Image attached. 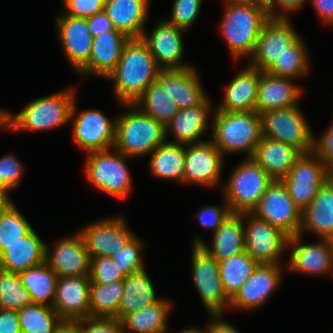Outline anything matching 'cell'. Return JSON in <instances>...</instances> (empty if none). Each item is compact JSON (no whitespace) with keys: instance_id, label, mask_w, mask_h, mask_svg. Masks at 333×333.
<instances>
[{"instance_id":"32","label":"cell","mask_w":333,"mask_h":333,"mask_svg":"<svg viewBox=\"0 0 333 333\" xmlns=\"http://www.w3.org/2000/svg\"><path fill=\"white\" fill-rule=\"evenodd\" d=\"M246 219L238 213H232L227 220L216 230L213 236L212 247H208L201 238L195 237L193 245H202L217 260H223L245 251Z\"/></svg>"},{"instance_id":"26","label":"cell","mask_w":333,"mask_h":333,"mask_svg":"<svg viewBox=\"0 0 333 333\" xmlns=\"http://www.w3.org/2000/svg\"><path fill=\"white\" fill-rule=\"evenodd\" d=\"M303 230L315 233L320 239L333 240V175L302 211L300 235Z\"/></svg>"},{"instance_id":"2","label":"cell","mask_w":333,"mask_h":333,"mask_svg":"<svg viewBox=\"0 0 333 333\" xmlns=\"http://www.w3.org/2000/svg\"><path fill=\"white\" fill-rule=\"evenodd\" d=\"M212 122V142L222 155L247 153L253 157L262 137V118L256 111H215Z\"/></svg>"},{"instance_id":"37","label":"cell","mask_w":333,"mask_h":333,"mask_svg":"<svg viewBox=\"0 0 333 333\" xmlns=\"http://www.w3.org/2000/svg\"><path fill=\"white\" fill-rule=\"evenodd\" d=\"M258 263L246 251L218 260L219 276L224 293L231 299L249 279Z\"/></svg>"},{"instance_id":"12","label":"cell","mask_w":333,"mask_h":333,"mask_svg":"<svg viewBox=\"0 0 333 333\" xmlns=\"http://www.w3.org/2000/svg\"><path fill=\"white\" fill-rule=\"evenodd\" d=\"M239 214L248 219L247 225H244L247 254L258 264H280L279 258L288 246L289 236L251 212Z\"/></svg>"},{"instance_id":"49","label":"cell","mask_w":333,"mask_h":333,"mask_svg":"<svg viewBox=\"0 0 333 333\" xmlns=\"http://www.w3.org/2000/svg\"><path fill=\"white\" fill-rule=\"evenodd\" d=\"M106 0H63L65 15L90 18L104 10Z\"/></svg>"},{"instance_id":"1","label":"cell","mask_w":333,"mask_h":333,"mask_svg":"<svg viewBox=\"0 0 333 333\" xmlns=\"http://www.w3.org/2000/svg\"><path fill=\"white\" fill-rule=\"evenodd\" d=\"M160 70L147 43L141 37L129 38L115 70L107 78L114 81L120 104H134L156 81Z\"/></svg>"},{"instance_id":"16","label":"cell","mask_w":333,"mask_h":333,"mask_svg":"<svg viewBox=\"0 0 333 333\" xmlns=\"http://www.w3.org/2000/svg\"><path fill=\"white\" fill-rule=\"evenodd\" d=\"M90 257L110 256L121 251L134 233L123 217H110L95 221L79 230Z\"/></svg>"},{"instance_id":"57","label":"cell","mask_w":333,"mask_h":333,"mask_svg":"<svg viewBox=\"0 0 333 333\" xmlns=\"http://www.w3.org/2000/svg\"><path fill=\"white\" fill-rule=\"evenodd\" d=\"M54 333H81L79 320L76 321L63 320L56 328Z\"/></svg>"},{"instance_id":"24","label":"cell","mask_w":333,"mask_h":333,"mask_svg":"<svg viewBox=\"0 0 333 333\" xmlns=\"http://www.w3.org/2000/svg\"><path fill=\"white\" fill-rule=\"evenodd\" d=\"M292 81L293 78L275 76L260 70L255 111L261 115L269 110L296 106L302 91Z\"/></svg>"},{"instance_id":"44","label":"cell","mask_w":333,"mask_h":333,"mask_svg":"<svg viewBox=\"0 0 333 333\" xmlns=\"http://www.w3.org/2000/svg\"><path fill=\"white\" fill-rule=\"evenodd\" d=\"M142 241L134 235L121 251L113 252L110 257L115 261L124 276L144 270L141 258Z\"/></svg>"},{"instance_id":"35","label":"cell","mask_w":333,"mask_h":333,"mask_svg":"<svg viewBox=\"0 0 333 333\" xmlns=\"http://www.w3.org/2000/svg\"><path fill=\"white\" fill-rule=\"evenodd\" d=\"M150 154V173L162 179L178 180L183 183L185 145L166 140Z\"/></svg>"},{"instance_id":"6","label":"cell","mask_w":333,"mask_h":333,"mask_svg":"<svg viewBox=\"0 0 333 333\" xmlns=\"http://www.w3.org/2000/svg\"><path fill=\"white\" fill-rule=\"evenodd\" d=\"M272 182L252 157L246 158L231 174L224 189V199L232 213L252 212Z\"/></svg>"},{"instance_id":"23","label":"cell","mask_w":333,"mask_h":333,"mask_svg":"<svg viewBox=\"0 0 333 333\" xmlns=\"http://www.w3.org/2000/svg\"><path fill=\"white\" fill-rule=\"evenodd\" d=\"M156 82L179 109L198 106L207 98L193 66L186 69H161Z\"/></svg>"},{"instance_id":"50","label":"cell","mask_w":333,"mask_h":333,"mask_svg":"<svg viewBox=\"0 0 333 333\" xmlns=\"http://www.w3.org/2000/svg\"><path fill=\"white\" fill-rule=\"evenodd\" d=\"M231 214L230 206L226 203L223 208L217 206L202 207V210L195 214V218L199 219L204 228L212 229L215 233Z\"/></svg>"},{"instance_id":"29","label":"cell","mask_w":333,"mask_h":333,"mask_svg":"<svg viewBox=\"0 0 333 333\" xmlns=\"http://www.w3.org/2000/svg\"><path fill=\"white\" fill-rule=\"evenodd\" d=\"M149 0H106L104 11L115 30L129 38H140L145 32Z\"/></svg>"},{"instance_id":"4","label":"cell","mask_w":333,"mask_h":333,"mask_svg":"<svg viewBox=\"0 0 333 333\" xmlns=\"http://www.w3.org/2000/svg\"><path fill=\"white\" fill-rule=\"evenodd\" d=\"M122 105L129 107L130 110L115 118L113 148L128 157H139L150 154L166 141V129L162 123L143 113L134 104Z\"/></svg>"},{"instance_id":"59","label":"cell","mask_w":333,"mask_h":333,"mask_svg":"<svg viewBox=\"0 0 333 333\" xmlns=\"http://www.w3.org/2000/svg\"><path fill=\"white\" fill-rule=\"evenodd\" d=\"M8 193L0 191V217L7 210V208L13 203L8 197Z\"/></svg>"},{"instance_id":"31","label":"cell","mask_w":333,"mask_h":333,"mask_svg":"<svg viewBox=\"0 0 333 333\" xmlns=\"http://www.w3.org/2000/svg\"><path fill=\"white\" fill-rule=\"evenodd\" d=\"M46 244L32 229L0 255V269L20 273L45 262Z\"/></svg>"},{"instance_id":"42","label":"cell","mask_w":333,"mask_h":333,"mask_svg":"<svg viewBox=\"0 0 333 333\" xmlns=\"http://www.w3.org/2000/svg\"><path fill=\"white\" fill-rule=\"evenodd\" d=\"M31 304L33 301L22 285L19 273L0 269V308L18 311Z\"/></svg>"},{"instance_id":"3","label":"cell","mask_w":333,"mask_h":333,"mask_svg":"<svg viewBox=\"0 0 333 333\" xmlns=\"http://www.w3.org/2000/svg\"><path fill=\"white\" fill-rule=\"evenodd\" d=\"M75 89L60 91L35 99L19 113L4 111V128L12 131H44L60 127L70 121Z\"/></svg>"},{"instance_id":"45","label":"cell","mask_w":333,"mask_h":333,"mask_svg":"<svg viewBox=\"0 0 333 333\" xmlns=\"http://www.w3.org/2000/svg\"><path fill=\"white\" fill-rule=\"evenodd\" d=\"M89 278L94 283L122 282L124 274L110 256L91 257Z\"/></svg>"},{"instance_id":"60","label":"cell","mask_w":333,"mask_h":333,"mask_svg":"<svg viewBox=\"0 0 333 333\" xmlns=\"http://www.w3.org/2000/svg\"><path fill=\"white\" fill-rule=\"evenodd\" d=\"M178 333H207L206 332V328H205V330L203 329H198V328H193V327H191V328H185V329H183V330H181V331H179Z\"/></svg>"},{"instance_id":"8","label":"cell","mask_w":333,"mask_h":333,"mask_svg":"<svg viewBox=\"0 0 333 333\" xmlns=\"http://www.w3.org/2000/svg\"><path fill=\"white\" fill-rule=\"evenodd\" d=\"M261 118L262 136L294 146L301 153L313 151V132L299 105L269 110Z\"/></svg>"},{"instance_id":"48","label":"cell","mask_w":333,"mask_h":333,"mask_svg":"<svg viewBox=\"0 0 333 333\" xmlns=\"http://www.w3.org/2000/svg\"><path fill=\"white\" fill-rule=\"evenodd\" d=\"M81 333H122L121 320L117 318L86 317L79 319Z\"/></svg>"},{"instance_id":"14","label":"cell","mask_w":333,"mask_h":333,"mask_svg":"<svg viewBox=\"0 0 333 333\" xmlns=\"http://www.w3.org/2000/svg\"><path fill=\"white\" fill-rule=\"evenodd\" d=\"M288 19L269 17L265 21L251 56L252 67L265 71L299 37Z\"/></svg>"},{"instance_id":"47","label":"cell","mask_w":333,"mask_h":333,"mask_svg":"<svg viewBox=\"0 0 333 333\" xmlns=\"http://www.w3.org/2000/svg\"><path fill=\"white\" fill-rule=\"evenodd\" d=\"M22 164L16 156L9 154L0 158V191L7 193L16 188L22 178Z\"/></svg>"},{"instance_id":"19","label":"cell","mask_w":333,"mask_h":333,"mask_svg":"<svg viewBox=\"0 0 333 333\" xmlns=\"http://www.w3.org/2000/svg\"><path fill=\"white\" fill-rule=\"evenodd\" d=\"M90 282L89 276L58 277L52 308L62 320L90 317Z\"/></svg>"},{"instance_id":"11","label":"cell","mask_w":333,"mask_h":333,"mask_svg":"<svg viewBox=\"0 0 333 333\" xmlns=\"http://www.w3.org/2000/svg\"><path fill=\"white\" fill-rule=\"evenodd\" d=\"M192 272L196 290L210 314H222L230 299L224 293L218 260L202 245H193Z\"/></svg>"},{"instance_id":"10","label":"cell","mask_w":333,"mask_h":333,"mask_svg":"<svg viewBox=\"0 0 333 333\" xmlns=\"http://www.w3.org/2000/svg\"><path fill=\"white\" fill-rule=\"evenodd\" d=\"M251 213L289 237L299 234L302 211L295 205L281 180H273Z\"/></svg>"},{"instance_id":"5","label":"cell","mask_w":333,"mask_h":333,"mask_svg":"<svg viewBox=\"0 0 333 333\" xmlns=\"http://www.w3.org/2000/svg\"><path fill=\"white\" fill-rule=\"evenodd\" d=\"M220 31L229 51L237 59L252 56L261 28L269 18L266 10L257 6L226 3Z\"/></svg>"},{"instance_id":"27","label":"cell","mask_w":333,"mask_h":333,"mask_svg":"<svg viewBox=\"0 0 333 333\" xmlns=\"http://www.w3.org/2000/svg\"><path fill=\"white\" fill-rule=\"evenodd\" d=\"M260 70L251 65L239 73L225 87L224 98L216 110L228 112L255 111Z\"/></svg>"},{"instance_id":"9","label":"cell","mask_w":333,"mask_h":333,"mask_svg":"<svg viewBox=\"0 0 333 333\" xmlns=\"http://www.w3.org/2000/svg\"><path fill=\"white\" fill-rule=\"evenodd\" d=\"M332 175L326 164L312 151L302 153L281 181L295 205L303 211Z\"/></svg>"},{"instance_id":"51","label":"cell","mask_w":333,"mask_h":333,"mask_svg":"<svg viewBox=\"0 0 333 333\" xmlns=\"http://www.w3.org/2000/svg\"><path fill=\"white\" fill-rule=\"evenodd\" d=\"M313 152L326 164L333 174V122L320 138H313Z\"/></svg>"},{"instance_id":"56","label":"cell","mask_w":333,"mask_h":333,"mask_svg":"<svg viewBox=\"0 0 333 333\" xmlns=\"http://www.w3.org/2000/svg\"><path fill=\"white\" fill-rule=\"evenodd\" d=\"M320 19L326 24H333V0H312Z\"/></svg>"},{"instance_id":"15","label":"cell","mask_w":333,"mask_h":333,"mask_svg":"<svg viewBox=\"0 0 333 333\" xmlns=\"http://www.w3.org/2000/svg\"><path fill=\"white\" fill-rule=\"evenodd\" d=\"M223 157L212 140L186 144L183 183L215 186L222 175Z\"/></svg>"},{"instance_id":"40","label":"cell","mask_w":333,"mask_h":333,"mask_svg":"<svg viewBox=\"0 0 333 333\" xmlns=\"http://www.w3.org/2000/svg\"><path fill=\"white\" fill-rule=\"evenodd\" d=\"M301 38L299 36L265 71L275 76L293 79L305 75L309 70V55Z\"/></svg>"},{"instance_id":"34","label":"cell","mask_w":333,"mask_h":333,"mask_svg":"<svg viewBox=\"0 0 333 333\" xmlns=\"http://www.w3.org/2000/svg\"><path fill=\"white\" fill-rule=\"evenodd\" d=\"M171 306L169 300L159 298L155 303L126 315L121 320L122 333H165Z\"/></svg>"},{"instance_id":"21","label":"cell","mask_w":333,"mask_h":333,"mask_svg":"<svg viewBox=\"0 0 333 333\" xmlns=\"http://www.w3.org/2000/svg\"><path fill=\"white\" fill-rule=\"evenodd\" d=\"M281 264H258L249 279L230 299L238 309H254L263 305L281 281Z\"/></svg>"},{"instance_id":"7","label":"cell","mask_w":333,"mask_h":333,"mask_svg":"<svg viewBox=\"0 0 333 333\" xmlns=\"http://www.w3.org/2000/svg\"><path fill=\"white\" fill-rule=\"evenodd\" d=\"M89 152L85 172L90 183L101 192L124 199L130 193L132 183L126 166L128 156L117 149ZM127 157V158H126Z\"/></svg>"},{"instance_id":"55","label":"cell","mask_w":333,"mask_h":333,"mask_svg":"<svg viewBox=\"0 0 333 333\" xmlns=\"http://www.w3.org/2000/svg\"><path fill=\"white\" fill-rule=\"evenodd\" d=\"M210 316L212 321L206 328L207 333H240L232 324L222 320V314H210Z\"/></svg>"},{"instance_id":"52","label":"cell","mask_w":333,"mask_h":333,"mask_svg":"<svg viewBox=\"0 0 333 333\" xmlns=\"http://www.w3.org/2000/svg\"><path fill=\"white\" fill-rule=\"evenodd\" d=\"M307 0H267L266 2V12L268 14L269 17H274V18H288V16L286 15V11L287 13H289L290 11L294 12L297 9L301 8V6H303V4L306 2ZM276 5V6H275ZM281 8L280 10H284V12H276V7ZM276 12V13H275Z\"/></svg>"},{"instance_id":"61","label":"cell","mask_w":333,"mask_h":333,"mask_svg":"<svg viewBox=\"0 0 333 333\" xmlns=\"http://www.w3.org/2000/svg\"><path fill=\"white\" fill-rule=\"evenodd\" d=\"M4 128V111L0 110V128Z\"/></svg>"},{"instance_id":"58","label":"cell","mask_w":333,"mask_h":333,"mask_svg":"<svg viewBox=\"0 0 333 333\" xmlns=\"http://www.w3.org/2000/svg\"><path fill=\"white\" fill-rule=\"evenodd\" d=\"M267 0H226L228 4L249 5L264 8L266 10Z\"/></svg>"},{"instance_id":"38","label":"cell","mask_w":333,"mask_h":333,"mask_svg":"<svg viewBox=\"0 0 333 333\" xmlns=\"http://www.w3.org/2000/svg\"><path fill=\"white\" fill-rule=\"evenodd\" d=\"M134 105L143 113L156 119L164 126H166L179 111L174 100L156 81L147 87L144 93L135 101Z\"/></svg>"},{"instance_id":"54","label":"cell","mask_w":333,"mask_h":333,"mask_svg":"<svg viewBox=\"0 0 333 333\" xmlns=\"http://www.w3.org/2000/svg\"><path fill=\"white\" fill-rule=\"evenodd\" d=\"M0 333H22L17 310L0 308Z\"/></svg>"},{"instance_id":"17","label":"cell","mask_w":333,"mask_h":333,"mask_svg":"<svg viewBox=\"0 0 333 333\" xmlns=\"http://www.w3.org/2000/svg\"><path fill=\"white\" fill-rule=\"evenodd\" d=\"M61 239L51 251L46 244L45 263L58 277L89 276L91 257L81 233Z\"/></svg>"},{"instance_id":"33","label":"cell","mask_w":333,"mask_h":333,"mask_svg":"<svg viewBox=\"0 0 333 333\" xmlns=\"http://www.w3.org/2000/svg\"><path fill=\"white\" fill-rule=\"evenodd\" d=\"M122 285L123 294L116 315L119 320L130 313L155 303L159 299L155 295L154 286L145 269L125 276Z\"/></svg>"},{"instance_id":"22","label":"cell","mask_w":333,"mask_h":333,"mask_svg":"<svg viewBox=\"0 0 333 333\" xmlns=\"http://www.w3.org/2000/svg\"><path fill=\"white\" fill-rule=\"evenodd\" d=\"M56 23L65 55L79 72L89 62L93 45L87 19L64 14L57 16Z\"/></svg>"},{"instance_id":"43","label":"cell","mask_w":333,"mask_h":333,"mask_svg":"<svg viewBox=\"0 0 333 333\" xmlns=\"http://www.w3.org/2000/svg\"><path fill=\"white\" fill-rule=\"evenodd\" d=\"M33 228L14 203L0 217V255Z\"/></svg>"},{"instance_id":"20","label":"cell","mask_w":333,"mask_h":333,"mask_svg":"<svg viewBox=\"0 0 333 333\" xmlns=\"http://www.w3.org/2000/svg\"><path fill=\"white\" fill-rule=\"evenodd\" d=\"M320 240L317 244H302V235L289 237L288 246L291 245L292 251L288 270L317 275L333 272V240Z\"/></svg>"},{"instance_id":"30","label":"cell","mask_w":333,"mask_h":333,"mask_svg":"<svg viewBox=\"0 0 333 333\" xmlns=\"http://www.w3.org/2000/svg\"><path fill=\"white\" fill-rule=\"evenodd\" d=\"M301 154L294 146L262 136L252 158L273 180H282Z\"/></svg>"},{"instance_id":"53","label":"cell","mask_w":333,"mask_h":333,"mask_svg":"<svg viewBox=\"0 0 333 333\" xmlns=\"http://www.w3.org/2000/svg\"><path fill=\"white\" fill-rule=\"evenodd\" d=\"M87 23L93 37L104 32L117 31L104 10L90 18H87Z\"/></svg>"},{"instance_id":"25","label":"cell","mask_w":333,"mask_h":333,"mask_svg":"<svg viewBox=\"0 0 333 333\" xmlns=\"http://www.w3.org/2000/svg\"><path fill=\"white\" fill-rule=\"evenodd\" d=\"M129 37L120 31L104 32L93 37L89 62L79 71L81 75L96 74L107 78L116 68Z\"/></svg>"},{"instance_id":"46","label":"cell","mask_w":333,"mask_h":333,"mask_svg":"<svg viewBox=\"0 0 333 333\" xmlns=\"http://www.w3.org/2000/svg\"><path fill=\"white\" fill-rule=\"evenodd\" d=\"M202 0H175L172 7V17L167 19L171 24L188 30L200 13Z\"/></svg>"},{"instance_id":"18","label":"cell","mask_w":333,"mask_h":333,"mask_svg":"<svg viewBox=\"0 0 333 333\" xmlns=\"http://www.w3.org/2000/svg\"><path fill=\"white\" fill-rule=\"evenodd\" d=\"M186 31L166 19L161 20L148 36L143 33L142 39L147 43L151 54L161 69H186L192 67L182 63L184 53L182 33Z\"/></svg>"},{"instance_id":"41","label":"cell","mask_w":333,"mask_h":333,"mask_svg":"<svg viewBox=\"0 0 333 333\" xmlns=\"http://www.w3.org/2000/svg\"><path fill=\"white\" fill-rule=\"evenodd\" d=\"M22 333H54L63 321L52 307L31 304L18 310Z\"/></svg>"},{"instance_id":"36","label":"cell","mask_w":333,"mask_h":333,"mask_svg":"<svg viewBox=\"0 0 333 333\" xmlns=\"http://www.w3.org/2000/svg\"><path fill=\"white\" fill-rule=\"evenodd\" d=\"M19 276L34 304L53 306L58 275L45 262L20 272Z\"/></svg>"},{"instance_id":"28","label":"cell","mask_w":333,"mask_h":333,"mask_svg":"<svg viewBox=\"0 0 333 333\" xmlns=\"http://www.w3.org/2000/svg\"><path fill=\"white\" fill-rule=\"evenodd\" d=\"M211 108L207 97L198 106L179 109L165 126L166 137L170 132L174 135V140L168 142L184 145L202 142L200 138L208 128V117Z\"/></svg>"},{"instance_id":"39","label":"cell","mask_w":333,"mask_h":333,"mask_svg":"<svg viewBox=\"0 0 333 333\" xmlns=\"http://www.w3.org/2000/svg\"><path fill=\"white\" fill-rule=\"evenodd\" d=\"M123 294L122 282H90V317L116 318Z\"/></svg>"},{"instance_id":"13","label":"cell","mask_w":333,"mask_h":333,"mask_svg":"<svg viewBox=\"0 0 333 333\" xmlns=\"http://www.w3.org/2000/svg\"><path fill=\"white\" fill-rule=\"evenodd\" d=\"M76 103L71 109L70 120L74 117L73 137L81 149L89 152L113 148L115 142L116 119L110 121L97 109H87L77 116Z\"/></svg>"}]
</instances>
